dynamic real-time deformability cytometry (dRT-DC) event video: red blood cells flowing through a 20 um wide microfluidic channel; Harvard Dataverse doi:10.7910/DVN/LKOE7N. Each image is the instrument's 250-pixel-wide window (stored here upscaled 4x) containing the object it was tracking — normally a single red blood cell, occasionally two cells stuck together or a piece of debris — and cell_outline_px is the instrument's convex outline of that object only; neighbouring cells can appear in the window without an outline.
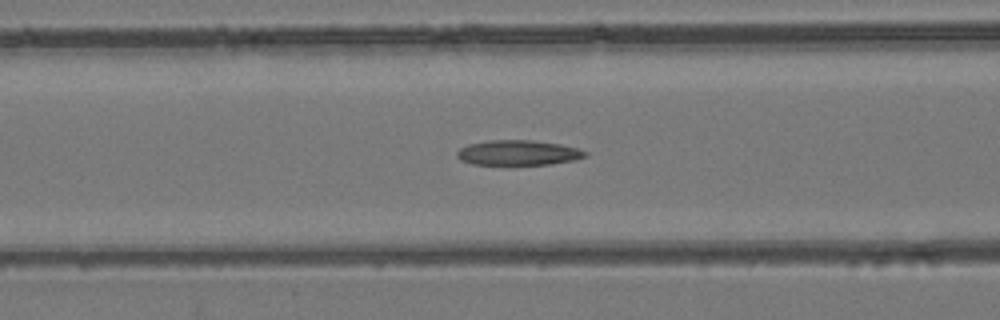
{"species": "common noctule bat (a hibernating species)", "species_latin": "Nyctalus noctula", "temperature_condition": "room temperature", "stored_images_in_passage": 38, "camera_frame_rate_fps": 3000, "um_per_image_px": 0.085, "animal": {"sex": "female", "body_mass_g": 24.6, "forearm_length_mm": 56.2}, "frame": {"image": 1, "passage_image": 8, "time_ms": 2.333, "image_size_px": [1000, 320], "cell_outline_px": [[588, 156], [576, 160], [552, 164], [472, 164], [460, 160], [456, 156], [456, 152], [460, 148], [468, 144], [488, 140], [532, 140], [560, 144], [576, 148], [588, 152]], "centroid_in_image_um": [44.05, 12.98], "position_along_channel_um": 122.5, "area_um2": 18.79}}
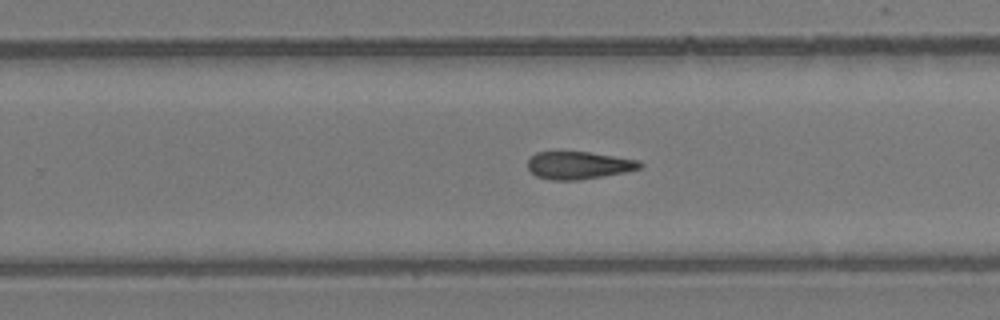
{"frame": {"image": 2, "passage_image": 20, "time_ms": 6.333, "image_size_px": [1000, 320], "cell_outline_px": [[644, 164], [640, 168], [624, 172], [576, 180], [552, 180], [536, 176], [528, 168], [528, 160], [536, 152], [588, 152], [640, 160]], "centroid_in_image_um": [49.19, 14.04], "position_along_channel_um": 280.6, "area_um2": 17.8}}
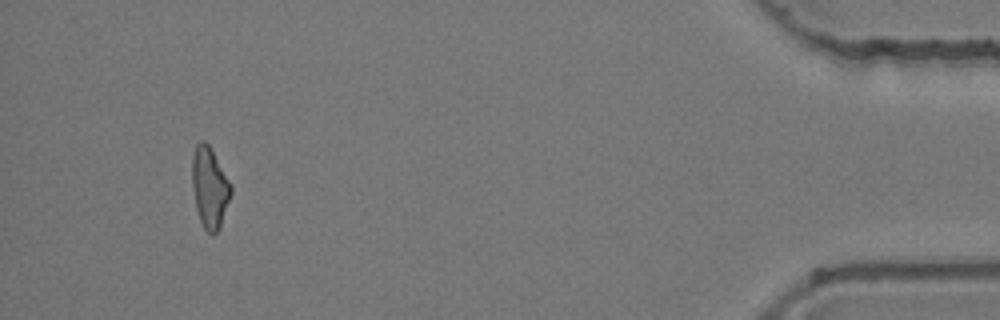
{"frame": {"image": 3, "passage_image": 36, "time_ms": 11.667, "image_size_px": [1000, 320], "cell_outline_px": [[232, 192], [220, 228], [216, 232], [208, 232], [204, 228], [200, 220], [196, 208], [192, 184], [192, 156], [196, 144], [200, 140], [204, 140], [208, 144], [232, 184]], "centroid_in_image_um": [17.82, 15.91], "position_along_channel_um": 417.4, "area_um2": 18.21}}